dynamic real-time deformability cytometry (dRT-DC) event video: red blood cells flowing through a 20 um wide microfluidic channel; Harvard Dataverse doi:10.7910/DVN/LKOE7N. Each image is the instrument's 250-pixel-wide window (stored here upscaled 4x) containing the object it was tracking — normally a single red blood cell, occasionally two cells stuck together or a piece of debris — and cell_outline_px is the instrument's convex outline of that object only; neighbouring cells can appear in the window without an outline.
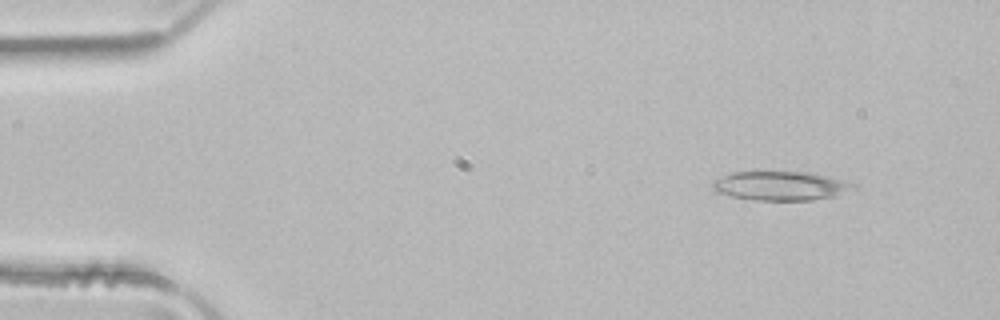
{"species": "common noctule bat (a hibernating species)", "species_latin": "Nyctalus noctula", "temperature_condition": "room temperature", "stored_images_in_passage": 3, "camera_frame_rate_fps": 3000, "um_per_image_px": 0.085, "animal": {"sex": "male", "body_mass_g": 21.5, "forearm_length_mm": 52.0}, "frame": {"image": 1, "passage_image": 1, "time_ms": 0.0, "image_size_px": [1000, 320], "cell_outline_px": [[860, 188], [836, 196], [812, 200], [756, 200], [732, 196], [716, 192], [712, 188], [712, 184], [720, 176], [732, 172], [808, 172], [828, 176], [856, 184]], "centroid_in_image_um": [66.41, 15.8], "position_along_channel_um": 18.6, "area_um2": 23.93}}
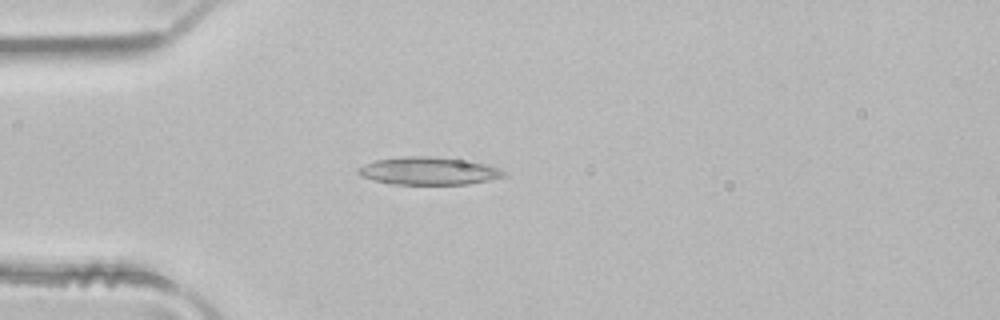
{"frame": {"image": 2, "passage_image": 3, "time_ms": 0.667, "image_size_px": [1000, 320], "cell_outline_px": [[508, 172], [504, 176], [488, 180], [468, 184], [388, 184], [360, 176], [356, 172], [356, 168], [364, 164], [376, 160], [404, 156], [432, 156], [460, 160], [484, 164]], "centroid_in_image_um": [36.35, 14.53], "position_along_channel_um": 48.7, "area_um2": 23.35}}